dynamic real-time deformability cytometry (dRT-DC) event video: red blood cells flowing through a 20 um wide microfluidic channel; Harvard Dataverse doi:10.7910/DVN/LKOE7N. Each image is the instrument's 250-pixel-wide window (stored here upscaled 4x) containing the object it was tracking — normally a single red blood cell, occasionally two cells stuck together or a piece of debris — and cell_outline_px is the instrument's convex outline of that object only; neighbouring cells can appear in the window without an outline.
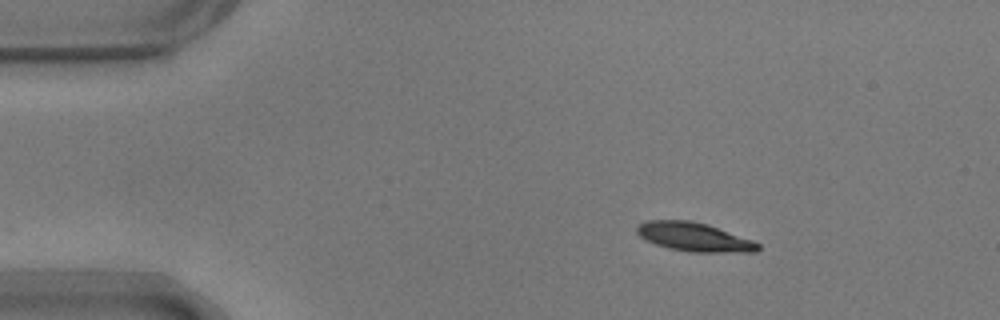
{"species": "common noctule bat (a hibernating species)", "species_latin": "Nyctalus noctula", "temperature_condition": "warm", "stored_images_in_passage": 47, "camera_frame_rate_fps": 3000, "um_per_image_px": 0.085, "animal": {"sex": "male", "body_mass_g": 17.9}, "frame": {"image": 1, "passage_image": 1, "time_ms": 0.0, "image_size_px": [1000, 320], "cell_outline_px": [[760, 248], [756, 252], [688, 252], [668, 248], [656, 244], [640, 236], [636, 232], [636, 224], [648, 220], [692, 220], [708, 224], [752, 240], [760, 244]], "centroid_in_image_um": [58.99, 20.14], "position_along_channel_um": 26.0, "area_um2": 20.4}}
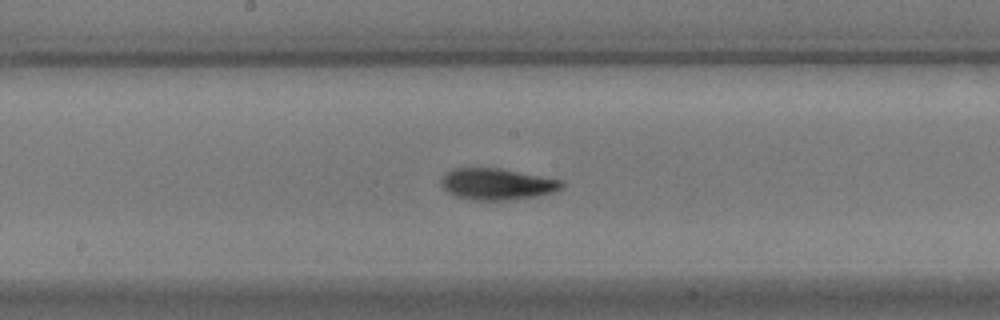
{"frame": {"image": 2, "passage_image": 21, "time_ms": 6.667, "image_size_px": [1000, 320], "cell_outline_px": [[564, 188], [552, 192], [536, 196], [508, 200], [472, 200], [452, 196], [440, 184], [440, 180], [444, 172], [452, 168], [500, 168], [564, 180]], "centroid_in_image_um": [42.22, 15.64], "position_along_channel_um": 206.0, "area_um2": 22.43}}
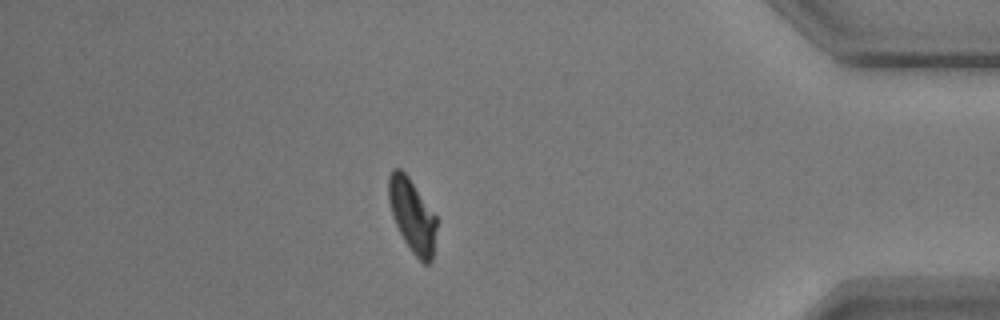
{"frame": {"image": 3, "passage_image": 40, "time_ms": 13.0, "image_size_px": [1000, 320], "cell_outline_px": [[436, 228], [432, 260], [428, 264], [424, 264], [412, 252], [404, 240], [392, 216], [388, 200], [388, 176], [392, 168], [400, 168], [408, 176], [436, 216]], "centroid_in_image_um": [35.01, 18.3], "position_along_channel_um": 400.2, "area_um2": 20.35}, "authors_computed_cell_mechanics": {"area_um2": 21.2126, "velocity_mm_per_s": 3.6692, "shape_relaxation_time_tau1_ms": 3.706, "shape_relaxation_time_tau2_ms": 1.8403, "deformation_change_tau1": 0.1396, "deformation_change_tau2": 0.0618}}